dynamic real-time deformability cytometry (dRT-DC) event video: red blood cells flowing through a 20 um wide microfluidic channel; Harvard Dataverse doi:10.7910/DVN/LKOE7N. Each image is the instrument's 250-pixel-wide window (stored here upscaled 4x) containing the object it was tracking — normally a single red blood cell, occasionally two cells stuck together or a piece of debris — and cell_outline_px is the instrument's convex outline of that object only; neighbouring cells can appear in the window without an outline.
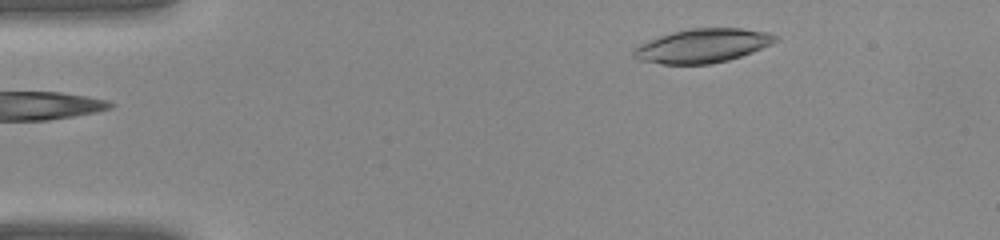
{"species": "common noctule bat (a hibernating species)", "species_latin": "Nyctalus noctula", "temperature_condition": "warm", "stored_images_in_passage": 34, "camera_frame_rate_fps": 3000, "um_per_image_px": 0.085, "animal": {"sex": "female", "body_mass_g": 22.0, "forearm_length_mm": 56.7}, "frame": {"image": 1, "passage_image": 1, "time_ms": 0.0, "image_size_px": [1000, 240], "cell_outline_px": [[780, 36], [772, 44], [752, 52], [728, 60], [712, 64], [660, 64], [640, 60], [632, 56], [632, 48], [648, 40], [672, 32], [688, 28], [740, 28], [768, 32]], "centroid_in_image_um": [59.7, 3.89], "position_along_channel_um": 25.3, "area_um2": 28.15}}
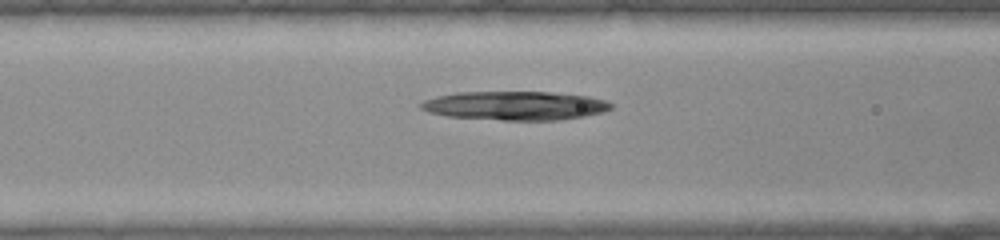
{"frame": {"image": 2, "passage_image": 11, "time_ms": 3.333, "image_size_px": [1000, 240], "cell_outline_px": [[612, 108], [604, 112], [584, 116], [556, 120], [500, 120], [448, 116], [428, 112], [420, 108], [420, 104], [424, 100], [436, 96], [456, 92], [552, 92], [588, 96], [604, 100], [612, 104]], "centroid_in_image_um": [43.77, 8.98], "position_along_channel_um": 122.8, "area_um2": 31.91}}
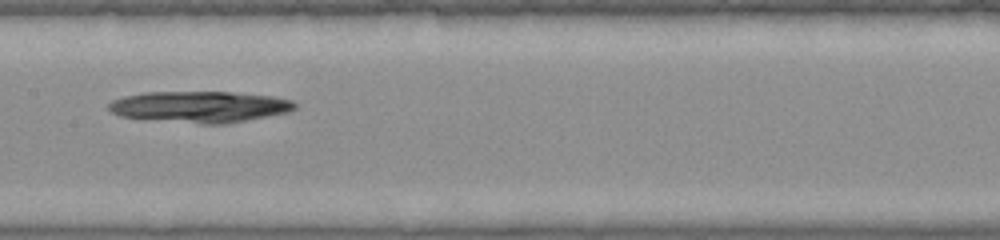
{"frame": {"image": 3, "passage_image": 15, "time_ms": 4.667, "image_size_px": [1000, 240], "cell_outline_px": [[296, 108], [288, 112], [224, 124], [200, 124], [120, 116], [112, 112], [108, 108], [108, 104], [112, 100], [124, 96], [144, 92], [232, 92], [272, 96], [292, 100], [296, 104]], "centroid_in_image_um": [16.98, 9.07], "position_along_channel_um": 190.4, "area_um2": 33.76}}